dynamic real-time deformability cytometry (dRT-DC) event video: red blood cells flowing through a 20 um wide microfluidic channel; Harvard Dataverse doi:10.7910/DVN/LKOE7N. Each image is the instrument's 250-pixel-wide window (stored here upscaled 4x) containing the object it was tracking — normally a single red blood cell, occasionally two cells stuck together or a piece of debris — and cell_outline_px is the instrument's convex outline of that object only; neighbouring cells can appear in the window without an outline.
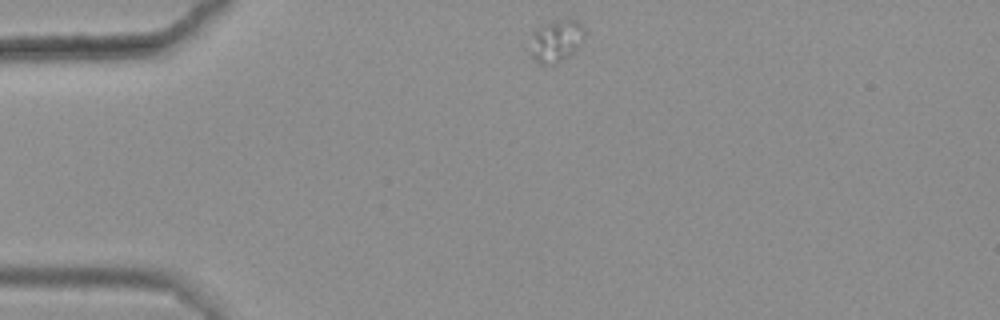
{"species": "common noctule bat (a hibernating species)", "species_latin": "Nyctalus noctula", "temperature_condition": "warm", "stored_images_in_passage": 42, "camera_frame_rate_fps": 3000, "um_per_image_px": 0.085, "animal": {"sex": "female", "body_mass_g": 25.1}, "frame": {"image": 1, "passage_image": 1, "time_ms": 0.0, "image_size_px": [1000, 320], "cell_outline_px": [[584, 40], [568, 56], [552, 64], [540, 64], [528, 52], [532, 32], [564, 16], [576, 20], [584, 28]], "centroid_in_image_um": [47.26, 3.44], "position_along_channel_um": 37.7, "area_um2": 13.35}}